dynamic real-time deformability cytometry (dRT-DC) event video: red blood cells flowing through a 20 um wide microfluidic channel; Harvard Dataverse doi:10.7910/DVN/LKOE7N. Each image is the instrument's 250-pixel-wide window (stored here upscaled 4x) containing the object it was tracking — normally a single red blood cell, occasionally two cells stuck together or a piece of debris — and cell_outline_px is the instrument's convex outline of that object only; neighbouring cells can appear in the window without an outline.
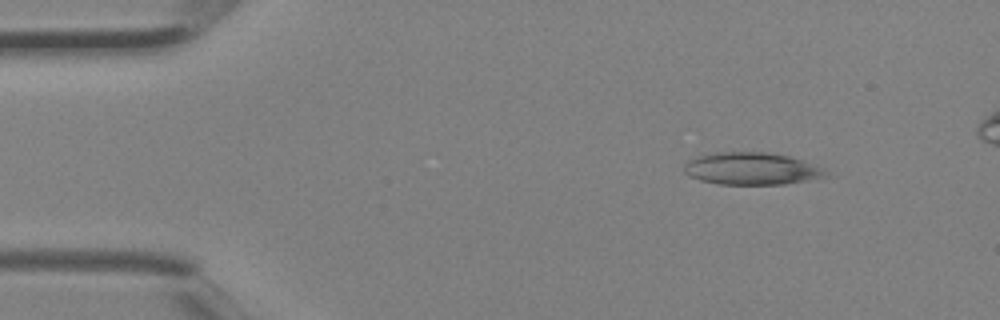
{"species": "Egyptian fruit bat (a non-hibernating species)", "species_latin": "Rousettus aegyptiacus", "temperature_condition": "room temperature", "stored_images_in_passage": 4, "camera_frame_rate_fps": 3000, "um_per_image_px": 0.085, "animal": {"sex": "female"}, "frame": {"image": 1, "passage_image": 2, "time_ms": 0.333, "image_size_px": [1000, 320], "cell_outline_px": [[836, 176], [784, 184], [720, 184], [700, 180], [688, 176], [684, 172], [684, 164], [688, 160], [696, 156], [716, 152], [768, 152], [788, 156], [804, 160]], "centroid_in_image_um": [63.91, 14.34], "position_along_channel_um": 21.1, "area_um2": 26.93}}